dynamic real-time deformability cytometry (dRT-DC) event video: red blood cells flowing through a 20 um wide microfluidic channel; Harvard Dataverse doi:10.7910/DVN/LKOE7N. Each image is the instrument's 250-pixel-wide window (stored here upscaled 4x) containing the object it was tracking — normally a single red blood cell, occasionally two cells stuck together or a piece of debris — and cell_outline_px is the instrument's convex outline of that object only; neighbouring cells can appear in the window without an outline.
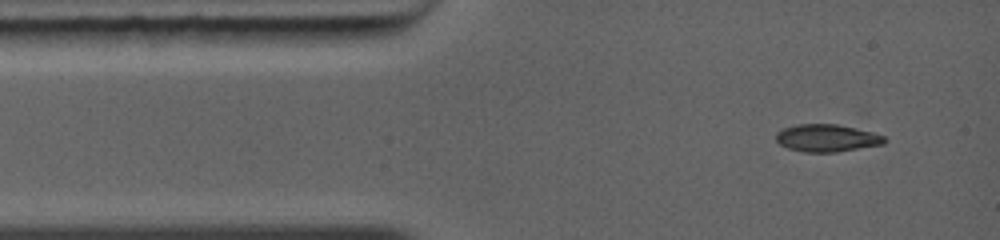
{"species": "common noctule bat (a hibernating species)", "species_latin": "Nyctalus noctula", "temperature_condition": "warm", "stored_images_in_passage": 2, "camera_frame_rate_fps": 5000, "um_per_image_px": 0.085, "animal": {"sex": "female", "body_mass_g": 19.0, "forearm_length_mm": 56.7}, "frame": {"image": 1, "passage_image": 1, "time_ms": 0.0, "image_size_px": [1000, 240], "cell_outline_px": [[888, 140], [884, 144], [836, 152], [804, 152], [788, 148], [780, 144], [776, 140], [776, 132], [784, 128], [796, 124], [836, 124], [856, 128], [872, 132], [884, 136]], "centroid_in_image_um": [70.29, 11.73], "position_along_channel_um": 14.7, "area_um2": 17.34}}